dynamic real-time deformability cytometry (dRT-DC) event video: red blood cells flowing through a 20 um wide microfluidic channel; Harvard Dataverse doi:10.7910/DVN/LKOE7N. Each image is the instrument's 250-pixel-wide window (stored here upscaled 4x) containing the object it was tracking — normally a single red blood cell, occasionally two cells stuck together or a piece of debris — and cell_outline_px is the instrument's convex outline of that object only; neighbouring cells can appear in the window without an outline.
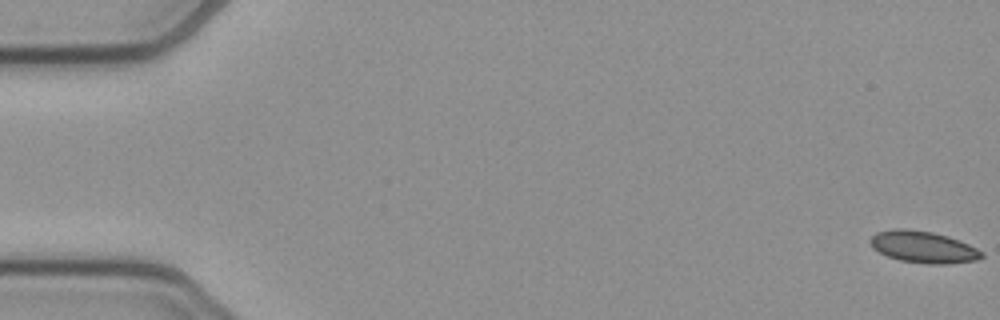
{"species": "common noctule bat (a hibernating species)", "species_latin": "Nyctalus noctula", "temperature_condition": "cold", "stored_images_in_passage": 54, "camera_frame_rate_fps": 3000, "um_per_image_px": 0.085, "animal": {"sex": "female", "body_mass_g": 21.9}, "frame": {"image": 1, "passage_image": 1, "time_ms": 0.0, "image_size_px": [1000, 320], "cell_outline_px": [[984, 256], [976, 260], [944, 264], [928, 264], [900, 260], [888, 256], [872, 248], [868, 240], [876, 232], [896, 228], [908, 228], [932, 232], [948, 236], [960, 240], [984, 252]], "centroid_in_image_um": [78.46, 20.98], "position_along_channel_um": 6.5, "area_um2": 20.69}}
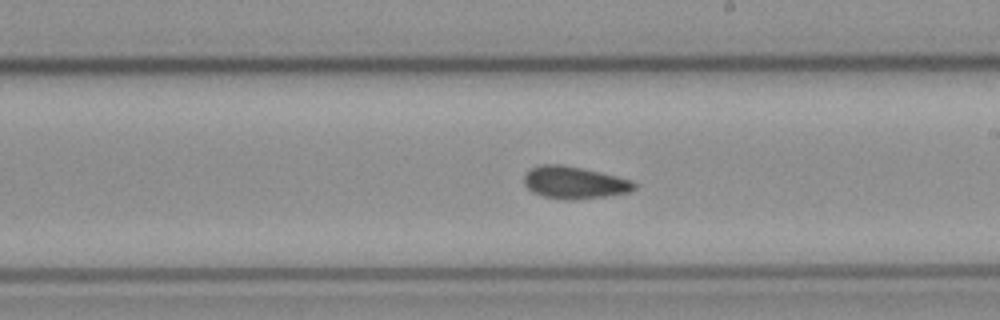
{"frame": {"image": 2, "passage_image": 31, "time_ms": 10.0, "image_size_px": [1000, 320], "cell_outline_px": [[636, 188], [628, 192], [604, 196], [568, 200], [544, 196], [532, 192], [524, 184], [524, 176], [532, 168], [540, 164], [564, 164], [600, 172], [632, 180], [636, 184]], "centroid_in_image_um": [48.81, 15.5], "position_along_channel_um": 240.2, "area_um2": 20.52}}
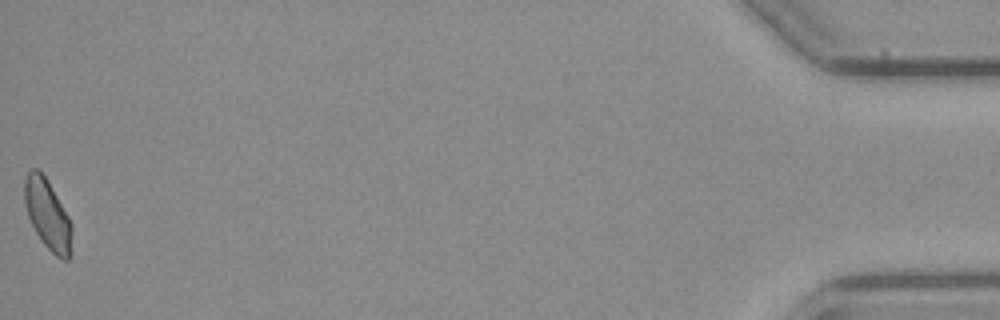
{"frame": {"image": 3, "passage_image": 54, "time_ms": 17.667, "image_size_px": [1000, 320], "cell_outline_px": [[72, 252], [68, 260], [64, 260], [56, 256], [44, 244], [36, 232], [28, 216], [24, 200], [24, 180], [28, 172], [32, 168], [36, 168], [44, 176], [68, 216], [72, 224]], "centroid_in_image_um": [4.06, 18.28], "position_along_channel_um": 431.1, "area_um2": 19.07}, "authors_computed_cell_mechanics": {"area_um2": 20.3456, "velocity_mm_per_s": 3.841, "shape_relaxation_time_tau1_ms": null, "shape_relaxation_time_tau2_ms": 2.829, "deformation_change_tau1": null, "deformation_change_tau2": 0.0899}}